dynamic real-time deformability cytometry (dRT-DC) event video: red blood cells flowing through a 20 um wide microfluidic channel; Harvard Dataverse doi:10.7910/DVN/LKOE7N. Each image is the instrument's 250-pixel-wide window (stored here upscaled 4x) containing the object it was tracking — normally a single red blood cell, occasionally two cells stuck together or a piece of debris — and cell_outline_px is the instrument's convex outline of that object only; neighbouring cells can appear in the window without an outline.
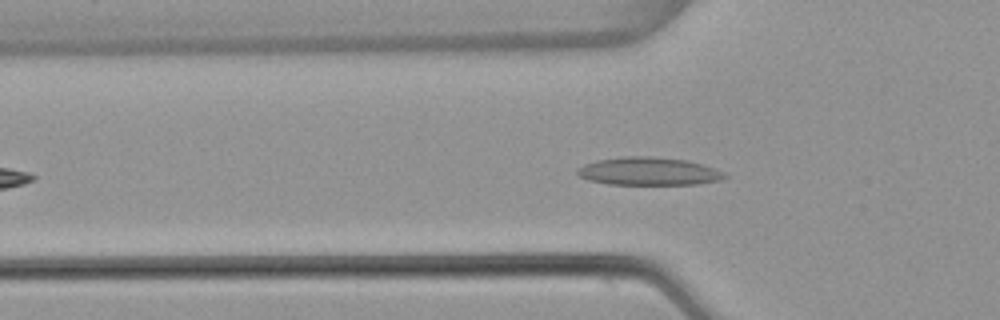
{"species": "common noctule bat (a hibernating species)", "species_latin": "Nyctalus noctula", "temperature_condition": "warm", "stored_images_in_passage": 31, "camera_frame_rate_fps": 3000, "um_per_image_px": 0.085, "animal": {"sex": "female", "body_mass_g": 22.7, "forearm_length_mm": 54.2}, "frame": {"image": 1, "passage_image": 2, "time_ms": 0.333, "image_size_px": [1000, 320], "cell_outline_px": [[728, 176], [720, 180], [696, 184], [608, 184], [588, 180], [580, 176], [576, 172], [576, 168], [584, 164], [596, 160], [624, 156], [648, 156], [688, 160], [724, 172]], "centroid_in_image_um": [55.09, 14.55], "position_along_channel_um": 70.7, "area_um2": 23.93}}
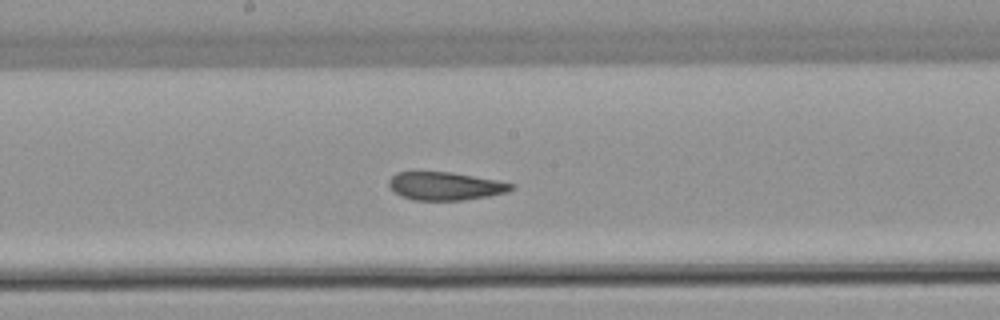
{"frame": {"image": 2, "passage_image": 13, "time_ms": 4.0, "image_size_px": [1000, 320], "cell_outline_px": [[516, 188], [508, 192], [488, 196], [464, 200], [412, 200], [400, 196], [388, 184], [388, 180], [396, 172], [452, 172], [496, 180], [516, 184]], "centroid_in_image_um": [37.88, 15.82], "position_along_channel_um": 210.3, "area_um2": 20.11}}
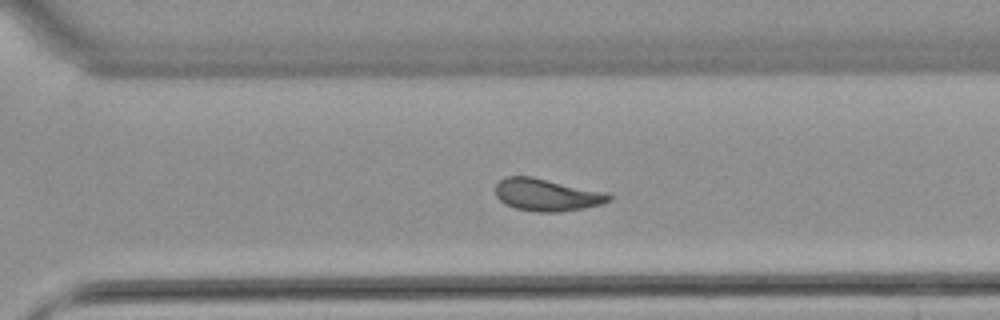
{"frame": {"image": 3, "passage_image": 22, "time_ms": 7.0, "image_size_px": [1000, 320], "cell_outline_px": [[612, 200], [604, 204], [584, 208], [560, 212], [540, 212], [516, 208], [504, 204], [496, 196], [496, 184], [504, 176], [532, 176], [604, 192], [612, 196]], "centroid_in_image_um": [46.47, 16.56], "position_along_channel_um": 324.1, "area_um2": 21.39}, "authors_computed_cell_mechanics": {"area_um2": 20.6924, "velocity_mm_per_s": 3.804, "shape_relaxation_time_tau1_ms": 6.499, "shape_relaxation_time_tau2_ms": 2.2767, "deformation_change_tau1": 0.1841, "deformation_change_tau2": 0.1061}}